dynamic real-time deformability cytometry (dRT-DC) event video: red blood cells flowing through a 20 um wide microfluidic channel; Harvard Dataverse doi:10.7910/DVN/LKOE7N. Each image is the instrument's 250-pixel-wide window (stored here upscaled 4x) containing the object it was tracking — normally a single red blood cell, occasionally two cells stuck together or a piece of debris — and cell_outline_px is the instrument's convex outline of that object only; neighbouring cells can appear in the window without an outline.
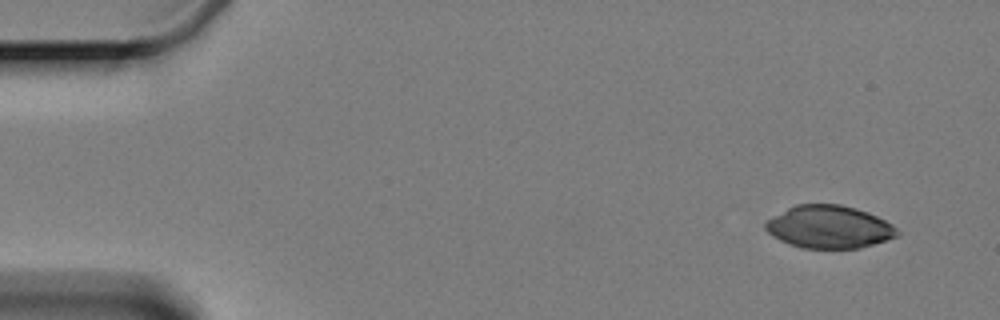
{"species": "Egyptian fruit bat (a non-hibernating species)", "species_latin": "Rousettus aegyptiacus", "temperature_condition": "cold", "stored_images_in_passage": 5, "camera_frame_rate_fps": 3000, "um_per_image_px": 0.085, "animal": {"sex": "female"}, "frame": {"image": 1, "passage_image": 1, "time_ms": 0.0, "image_size_px": [1000, 320], "cell_outline_px": [[900, 236], [860, 248], [800, 248], [788, 244], [772, 236], [764, 228], [764, 224], [768, 220], [788, 208], [796, 204], [840, 204], [856, 208], [868, 212], [892, 224], [900, 232]], "centroid_in_image_um": [70.49, 19.29], "position_along_channel_um": 14.5, "area_um2": 32.83}}